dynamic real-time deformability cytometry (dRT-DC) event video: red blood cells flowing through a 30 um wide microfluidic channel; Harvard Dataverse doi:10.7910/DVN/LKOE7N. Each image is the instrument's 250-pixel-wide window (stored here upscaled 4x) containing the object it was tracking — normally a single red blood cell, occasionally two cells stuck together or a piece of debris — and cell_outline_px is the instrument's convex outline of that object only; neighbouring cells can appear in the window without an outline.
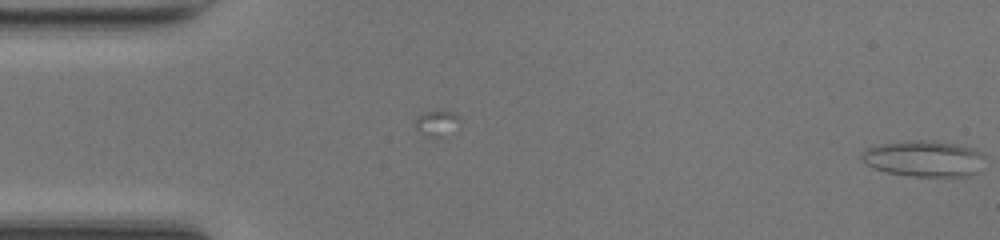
{"species": "common noctule bat (a hibernating species)", "species_latin": "Nyctalus noctula", "temperature_condition": "room temperature", "stored_images_in_passage": 14, "camera_frame_rate_fps": 3000, "um_per_image_px": 0.085, "animal": {"sex": "female", "body_mass_g": 17.0, "forearm_length_mm": 48.0}, "frame": {"image": 1, "passage_image": 14, "time_ms": 4.333, "image_size_px": [1000, 240], "cell_outline_px": [[984, 156], [976, 172], [968, 176], [908, 176], [884, 172], [872, 168], [860, 160], [860, 152], [868, 148], [880, 144], [912, 140], [924, 140], [956, 144], [972, 148]], "centroid_in_image_um": [78.44, 13.49], "position_along_channel_um": 6.6, "area_um2": 25.78}}